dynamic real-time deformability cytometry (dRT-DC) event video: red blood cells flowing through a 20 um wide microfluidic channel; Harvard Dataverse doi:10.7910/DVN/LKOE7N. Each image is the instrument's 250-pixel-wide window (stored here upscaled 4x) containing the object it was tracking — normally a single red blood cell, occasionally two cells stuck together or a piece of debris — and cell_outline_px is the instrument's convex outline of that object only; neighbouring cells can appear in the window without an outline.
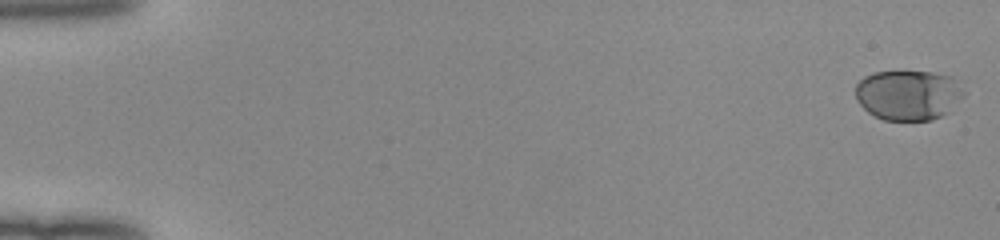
{"species": "human", "species_latin": "Homo sapiens", "temperature_condition": "room temperature", "stored_images_in_passage": 52, "camera_frame_rate_fps": 3000, "um_per_image_px": 0.085, "donor": {"sex": "female"}, "frame": {"image": 1, "passage_image": 1, "time_ms": 0.0, "image_size_px": [1000, 240], "cell_outline_px": [[968, 92], [948, 112], [932, 120], [884, 120], [868, 112], [856, 100], [856, 84], [864, 76], [876, 72], [932, 72], [952, 76]], "centroid_in_image_um": [77.24, 8.07], "position_along_channel_um": 7.8, "area_um2": 31.79}}
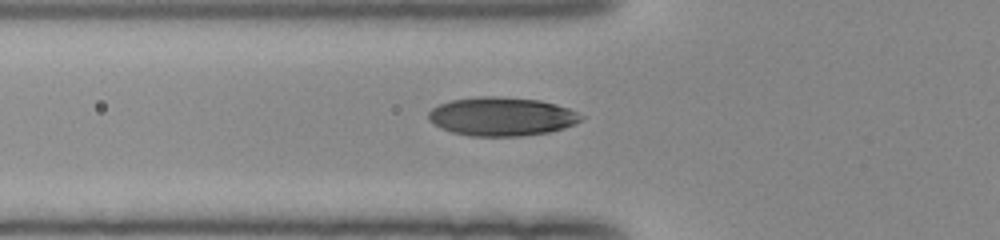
{"frame": {"image": 2, "passage_image": 20, "time_ms": 6.333, "image_size_px": [1000, 240], "cell_outline_px": [[584, 116], [580, 120], [564, 128], [548, 132], [524, 136], [468, 136], [452, 132], [440, 128], [428, 120], [428, 112], [432, 108], [440, 104], [452, 100], [480, 96], [492, 96], [540, 100], [556, 104], [568, 108]], "centroid_in_image_um": [42.61, 9.91], "position_along_channel_um": 83.2, "area_um2": 34.33}}
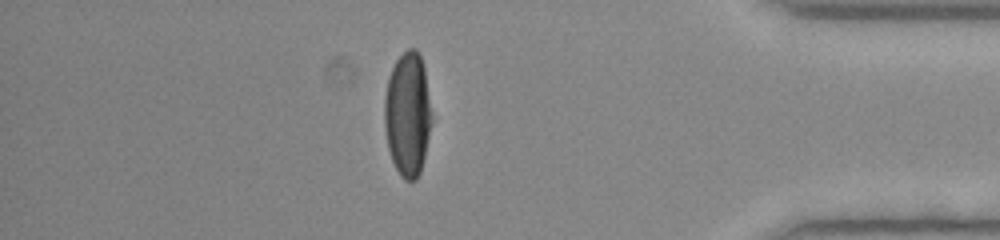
{"frame": {"image": 3, "passage_image": 46, "time_ms": 15.0, "image_size_px": [1000, 240], "cell_outline_px": [[432, 120], [424, 156], [420, 172], [416, 180], [404, 180], [400, 176], [392, 160], [388, 148], [384, 128], [384, 96], [388, 76], [396, 60], [408, 48], [416, 48], [420, 56], [424, 68], [432, 116]], "centroid_in_image_um": [34.63, 9.71], "position_along_channel_um": 400.6, "area_um2": 34.22}, "authors_computed_cell_mechanics": {"area_um2": 34.2465, "velocity_mm_per_s": 4.018, "shape_relaxation_time_tau1_ms": 3.9181, "shape_relaxation_time_tau2_ms": null, "deformation_change_tau1": 0.1888, "deformation_change_tau2": null}}